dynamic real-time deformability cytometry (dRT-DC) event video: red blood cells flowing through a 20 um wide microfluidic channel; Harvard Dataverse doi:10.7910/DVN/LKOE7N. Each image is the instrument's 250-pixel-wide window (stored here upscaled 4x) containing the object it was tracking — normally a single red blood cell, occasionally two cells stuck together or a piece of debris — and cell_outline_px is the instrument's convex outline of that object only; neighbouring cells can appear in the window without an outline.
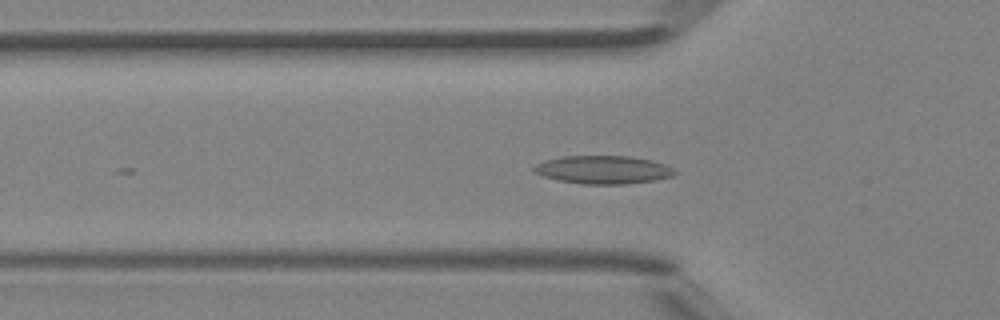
{"species": "Egyptian fruit bat (a non-hibernating species)", "species_latin": "Rousettus aegyptiacus", "temperature_condition": "room temperature", "stored_images_in_passage": 27, "camera_frame_rate_fps": 3000, "um_per_image_px": 0.085, "animal": {"sex": "female"}, "frame": {"image": 1, "passage_image": 16, "time_ms": 5.0, "image_size_px": [1000, 320], "cell_outline_px": [[680, 172], [672, 176], [652, 180], [628, 184], [580, 184], [560, 180], [544, 176], [532, 172], [532, 168], [536, 164], [544, 160], [560, 156], [632, 156], [652, 160], [676, 168]], "centroid_in_image_um": [51.29, 14.42], "position_along_channel_um": 74.5, "area_um2": 23.35}}